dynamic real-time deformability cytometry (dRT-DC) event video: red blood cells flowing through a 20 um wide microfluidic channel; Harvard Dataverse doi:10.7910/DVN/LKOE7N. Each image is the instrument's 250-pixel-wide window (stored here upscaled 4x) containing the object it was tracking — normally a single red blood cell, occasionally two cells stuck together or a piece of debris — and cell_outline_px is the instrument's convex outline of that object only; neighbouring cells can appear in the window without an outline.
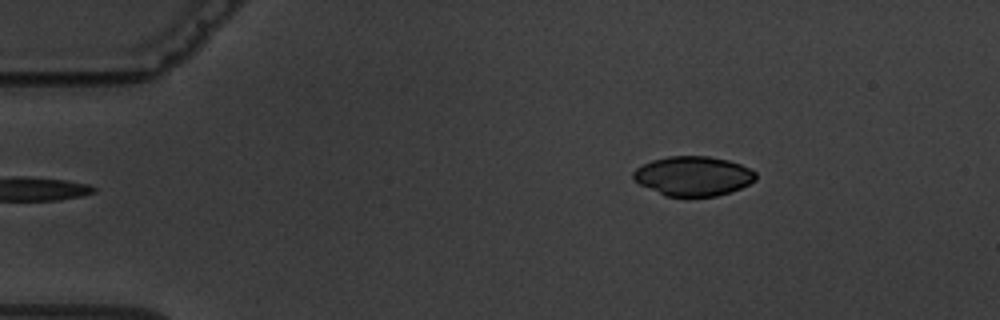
{"species": "common noctule bat (a hibernating species)", "species_latin": "Nyctalus noctula", "temperature_condition": "warm", "stored_images_in_passage": 3, "camera_frame_rate_fps": 3000, "um_per_image_px": 0.085, "animal": {"sex": "male", "body_mass_g": 19.5, "forearm_length_mm": 54.6}, "frame": {"image": 1, "passage_image": 3, "time_ms": 2.333, "image_size_px": [1000, 320], "cell_outline_px": [[756, 180], [740, 188], [716, 196], [684, 200], [664, 196], [632, 180], [632, 172], [636, 168], [652, 160], [668, 156], [708, 156], [728, 160], [740, 164], [756, 172]], "centroid_in_image_um": [58.88, 15.0], "position_along_channel_um": 26.1, "area_um2": 28.9}}